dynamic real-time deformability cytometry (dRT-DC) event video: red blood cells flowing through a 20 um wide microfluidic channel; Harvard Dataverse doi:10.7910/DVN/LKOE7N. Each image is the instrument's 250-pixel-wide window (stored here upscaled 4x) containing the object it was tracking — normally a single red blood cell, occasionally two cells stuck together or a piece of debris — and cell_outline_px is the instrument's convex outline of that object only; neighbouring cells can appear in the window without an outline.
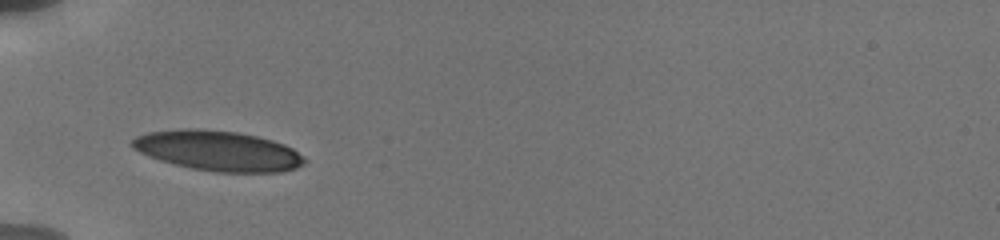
{"species": "human", "species_latin": "Homo sapiens", "temperature_condition": "cold", "stored_images_in_passage": 24, "camera_frame_rate_fps": 3000, "um_per_image_px": 0.085, "donor": {"sex": "male"}, "frame": {"image": 1, "passage_image": 1, "time_ms": 0.0, "image_size_px": [1000, 240], "cell_outline_px": [[308, 160], [304, 164], [296, 168], [280, 172], [216, 172], [192, 168], [160, 160], [140, 152], [132, 148], [132, 140], [136, 136], [148, 132], [180, 128], [200, 128], [236, 132], [256, 136], [272, 140], [284, 144], [292, 148], [304, 156]], "centroid_in_image_um": [18.56, 12.81], "position_along_channel_um": 66.4, "area_um2": 40.29}}
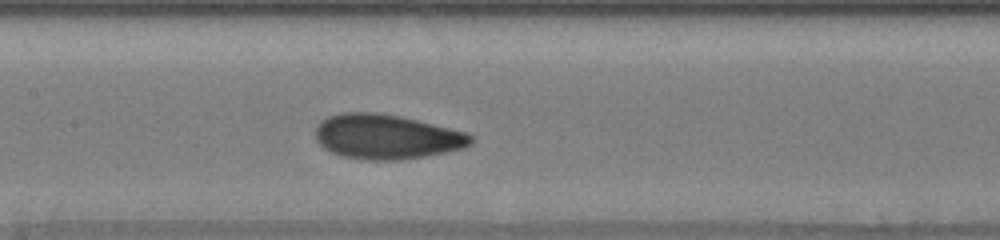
{"frame": {"image": 2, "passage_image": 10, "time_ms": 3.0, "image_size_px": [1000, 240], "cell_outline_px": [[472, 144], [464, 148], [424, 156], [400, 160], [368, 160], [344, 156], [332, 152], [324, 148], [316, 140], [316, 128], [320, 120], [328, 116], [344, 112], [376, 112], [400, 116], [468, 132], [472, 136]], "centroid_in_image_um": [32.85, 11.61], "position_along_channel_um": 174.5, "area_um2": 40.46}}
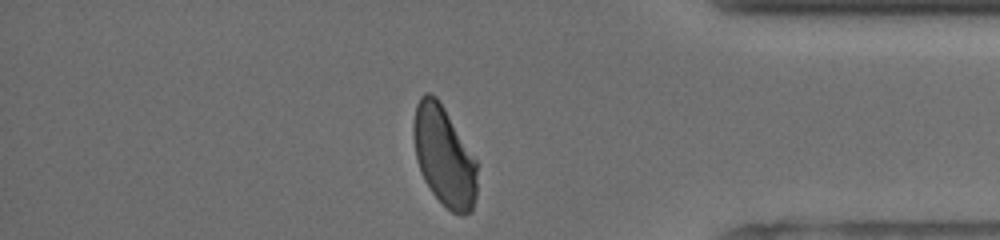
{"frame": {"image": 3, "passage_image": 24, "time_ms": 9.333, "image_size_px": [1000, 240], "cell_outline_px": [[476, 196], [472, 208], [464, 216], [460, 216], [452, 212], [432, 192], [424, 180], [420, 172], [416, 160], [412, 136], [412, 124], [416, 104], [420, 96], [424, 92], [428, 92], [436, 96], [444, 108], [476, 160]], "centroid_in_image_um": [37.7, 13.25], "position_along_channel_um": 397.5, "area_um2": 36.93}, "authors_computed_cell_mechanics": {"area_um2": 39.882, "velocity_mm_per_s": 3.7944, "shape_relaxation_time_tau1_ms": 3.4191, "shape_relaxation_time_tau2_ms": 0.9037, "deformation_change_tau1": 0.1417, "deformation_change_tau2": 0.0592}}